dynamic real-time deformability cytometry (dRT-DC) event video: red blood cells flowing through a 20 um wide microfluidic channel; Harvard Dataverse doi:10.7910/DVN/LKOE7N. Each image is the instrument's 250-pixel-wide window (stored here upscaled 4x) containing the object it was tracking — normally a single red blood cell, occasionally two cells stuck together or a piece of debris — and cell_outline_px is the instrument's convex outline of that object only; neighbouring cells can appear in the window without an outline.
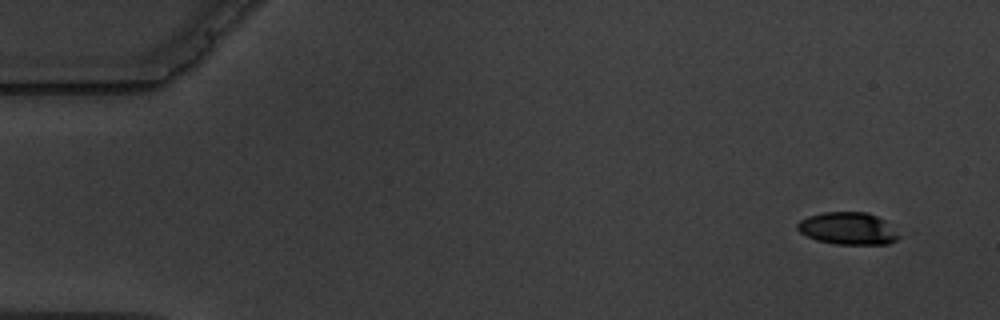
{"species": "common noctule bat (a hibernating species)", "species_latin": "Nyctalus noctula", "temperature_condition": "warm", "stored_images_in_passage": 5, "camera_frame_rate_fps": 3000, "um_per_image_px": 0.085, "animal": {"sex": "male", "body_mass_g": 19.5, "forearm_length_mm": 54.6}, "frame": {"image": 1, "passage_image": 1, "time_ms": 0.0, "image_size_px": [1000, 320], "cell_outline_px": [[900, 236], [896, 240], [888, 244], [836, 244], [816, 240], [800, 232], [796, 228], [796, 224], [800, 220], [808, 216], [824, 212], [868, 212], [884, 220]], "centroid_in_image_um": [72.04, 19.42], "position_along_channel_um": 13.0, "area_um2": 18.96}}
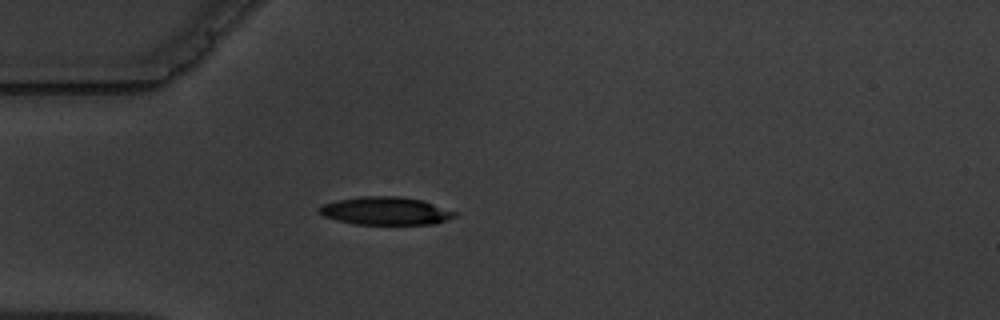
{"frame": {"image": 2, "passage_image": 4, "time_ms": 4.333, "image_size_px": [1000, 320], "cell_outline_px": [[460, 212], [456, 216], [448, 220], [436, 224], [356, 224], [336, 220], [324, 216], [316, 212], [324, 204], [336, 200], [360, 196], [400, 196], [424, 200]], "centroid_in_image_um": [32.85, 17.92], "position_along_channel_um": 52.2, "area_um2": 22.43}}